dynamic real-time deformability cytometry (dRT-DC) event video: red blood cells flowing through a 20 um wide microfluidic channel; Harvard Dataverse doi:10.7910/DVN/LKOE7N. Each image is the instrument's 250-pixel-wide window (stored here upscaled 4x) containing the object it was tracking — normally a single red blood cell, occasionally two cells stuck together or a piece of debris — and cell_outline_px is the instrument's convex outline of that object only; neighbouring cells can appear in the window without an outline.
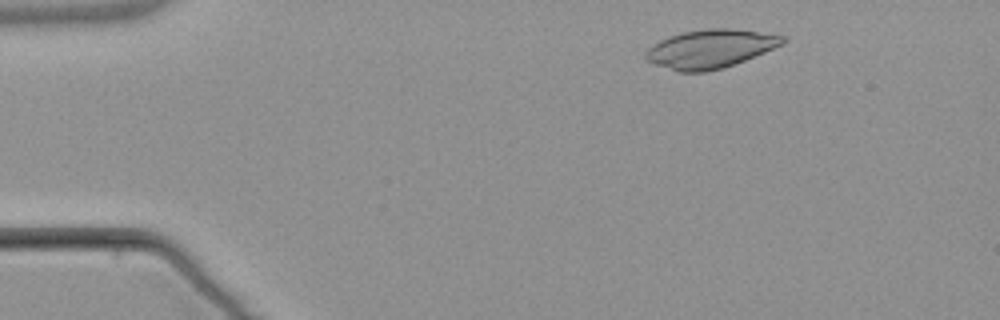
{"species": "common noctule bat (a hibernating species)", "species_latin": "Nyctalus noctula", "temperature_condition": "warm", "stored_images_in_passage": 3, "camera_frame_rate_fps": 3000, "um_per_image_px": 0.085, "animal": {"sex": "male", "body_mass_g": 21.5, "forearm_length_mm": 52.0}, "frame": {"image": 1, "passage_image": 1, "time_ms": 0.0, "image_size_px": [1000, 320], "cell_outline_px": [[788, 40], [784, 44], [724, 68], [704, 72], [676, 72], [656, 64], [648, 60], [644, 56], [644, 52], [652, 44], [668, 36], [684, 32], [708, 28], [728, 28], [784, 36]], "centroid_in_image_um": [60.34, 4.16], "position_along_channel_um": 24.7, "area_um2": 30.63}}